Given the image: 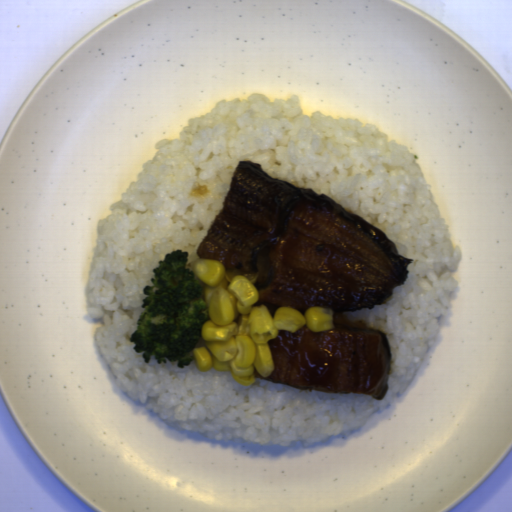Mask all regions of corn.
Here are the masks:
<instances>
[{"mask_svg":"<svg viewBox=\"0 0 512 512\" xmlns=\"http://www.w3.org/2000/svg\"><path fill=\"white\" fill-rule=\"evenodd\" d=\"M185 267L200 282L209 315L192 349L203 373L214 367L215 371L230 372L237 383L252 386L255 370L268 378L274 369L268 341L277 338L279 331L294 334L306 325L314 333L334 327L332 308L312 306L303 316L294 307L279 306L273 318L263 304L253 307L259 297L257 289L240 274L231 282L223 262L197 257Z\"/></svg>","mask_w":512,"mask_h":512,"instance_id":"1","label":"corn"}]
</instances>
